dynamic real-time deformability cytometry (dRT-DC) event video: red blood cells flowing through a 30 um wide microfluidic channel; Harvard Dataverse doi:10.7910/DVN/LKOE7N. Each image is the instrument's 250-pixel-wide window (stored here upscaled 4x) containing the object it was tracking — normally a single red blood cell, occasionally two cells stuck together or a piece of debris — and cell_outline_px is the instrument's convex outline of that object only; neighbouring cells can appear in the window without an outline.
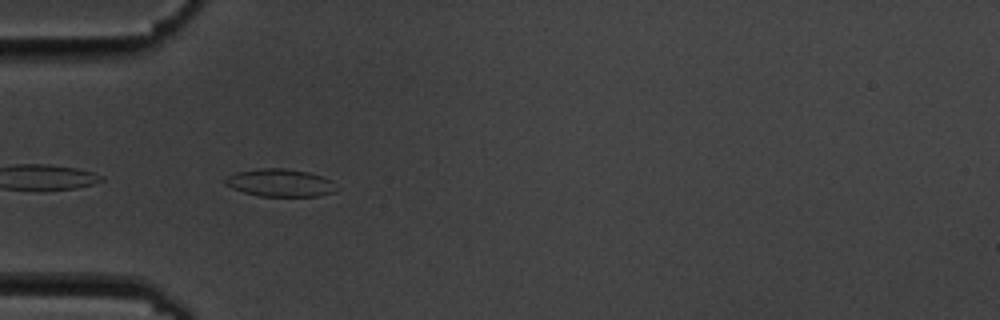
{"species": "common noctule bat (a hibernating species)", "species_latin": "Nyctalus noctula", "temperature_condition": "cold", "stored_images_in_passage": 6, "camera_frame_rate_fps": 3000, "um_per_image_px": 0.085, "animal": {"sex": "male", "body_mass_g": 19.5, "forearm_length_mm": 54.6}, "frame": {"image": 1, "passage_image": 6, "time_ms": 5.667, "image_size_px": [1000, 320], "cell_outline_px": [[336, 192], [320, 196], [260, 196], [244, 192], [232, 188], [224, 184], [224, 176], [236, 172], [260, 168], [284, 168], [308, 172], [332, 180]], "centroid_in_image_um": [23.77, 15.53], "position_along_channel_um": 61.2, "area_um2": 17.98}}